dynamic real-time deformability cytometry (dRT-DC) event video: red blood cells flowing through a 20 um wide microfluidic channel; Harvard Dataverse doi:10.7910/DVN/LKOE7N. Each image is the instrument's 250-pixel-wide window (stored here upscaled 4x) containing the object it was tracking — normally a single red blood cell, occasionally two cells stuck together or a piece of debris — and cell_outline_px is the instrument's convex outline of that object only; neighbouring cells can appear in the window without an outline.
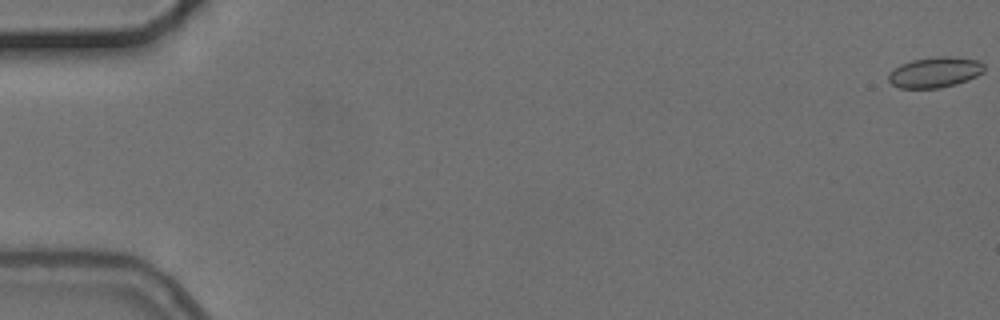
{"species": "common noctule bat (a hibernating species)", "species_latin": "Nyctalus noctula", "temperature_condition": "cold", "stored_images_in_passage": 5, "camera_frame_rate_fps": 3000, "um_per_image_px": 0.085, "animal": {"sex": "female", "body_mass_g": 24.6, "forearm_length_mm": 56.2}, "frame": {"image": 1, "passage_image": 1, "time_ms": 0.0, "image_size_px": [1000, 320], "cell_outline_px": [[984, 72], [968, 80], [956, 84], [940, 88], [900, 88], [892, 84], [888, 80], [888, 72], [900, 64], [912, 60], [936, 56], [948, 56], [980, 60], [984, 64]], "centroid_in_image_um": [79.47, 6.14], "position_along_channel_um": 5.5, "area_um2": 17.22}}
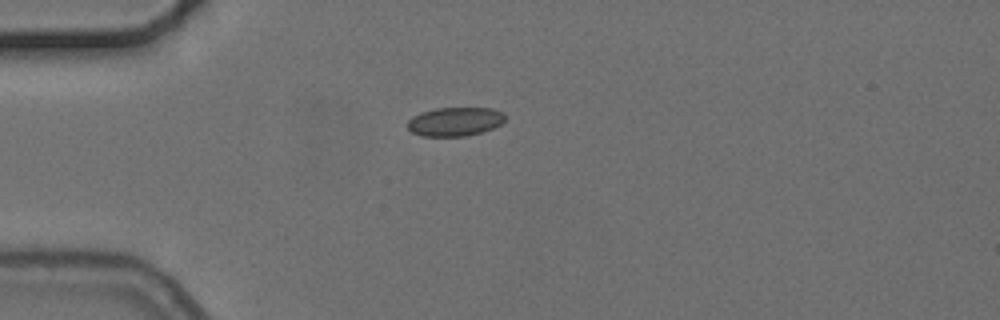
{"frame": {"image": 2, "passage_image": 5, "time_ms": 5.0, "image_size_px": [1000, 320], "cell_outline_px": [[504, 120], [500, 124], [492, 128], [480, 132], [464, 136], [420, 136], [412, 132], [408, 128], [408, 120], [412, 116], [420, 112], [436, 108], [492, 108], [504, 112]], "centroid_in_image_um": [38.64, 10.33], "position_along_channel_um": 46.4, "area_um2": 16.36}}